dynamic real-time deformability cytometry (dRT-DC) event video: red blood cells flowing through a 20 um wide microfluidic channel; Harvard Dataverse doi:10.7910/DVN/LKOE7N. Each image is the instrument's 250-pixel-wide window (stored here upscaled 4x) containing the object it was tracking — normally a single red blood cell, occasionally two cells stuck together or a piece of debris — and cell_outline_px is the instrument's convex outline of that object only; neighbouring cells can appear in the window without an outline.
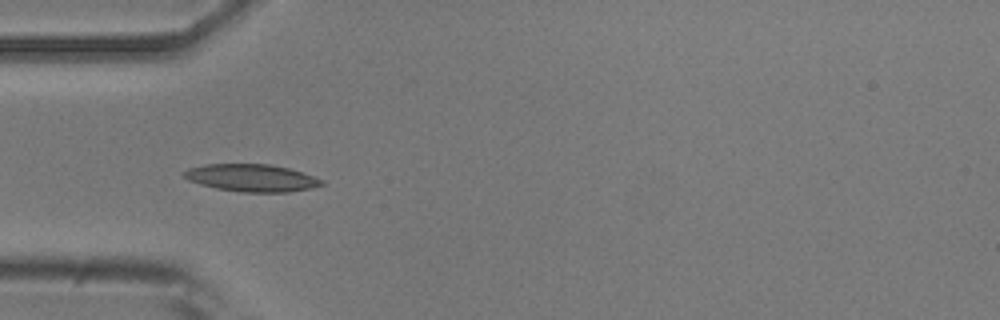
{"species": "common noctule bat (a hibernating species)", "species_latin": "Nyctalus noctula", "temperature_condition": "room temperature", "stored_images_in_passage": 39, "camera_frame_rate_fps": 3000, "um_per_image_px": 0.085, "animal": {"sex": "male", "body_mass_g": 20.5, "forearm_length_mm": 52.5}, "frame": {"image": 1, "passage_image": 1, "time_ms": 0.0, "image_size_px": [1000, 320], "cell_outline_px": [[324, 184], [312, 188], [288, 192], [240, 192], [216, 188], [200, 184], [188, 180], [180, 172], [188, 168], [204, 164], [272, 164], [288, 168], [324, 180]], "centroid_in_image_um": [21.35, 15.12], "position_along_channel_um": 63.6, "area_um2": 22.02}}
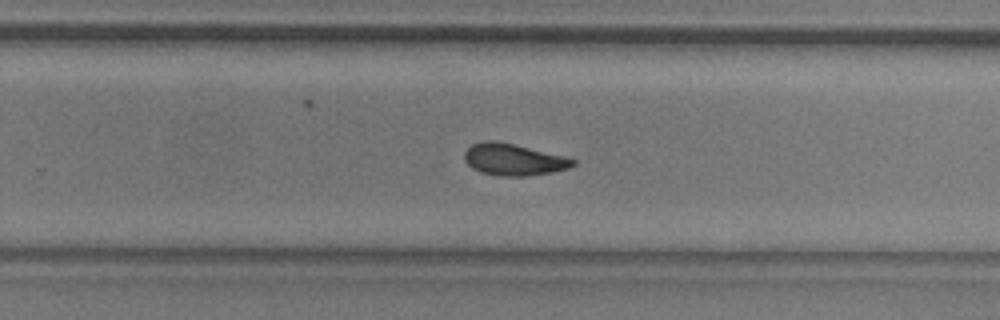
{"frame": {"image": 2, "passage_image": 19, "time_ms": 6.0, "image_size_px": [1000, 320], "cell_outline_px": [[576, 164], [568, 168], [528, 176], [496, 176], [480, 172], [472, 168], [464, 160], [464, 152], [472, 144], [484, 140], [496, 140], [564, 156], [576, 160]], "centroid_in_image_um": [43.6, 13.56], "position_along_channel_um": 286.2, "area_um2": 20.0}}
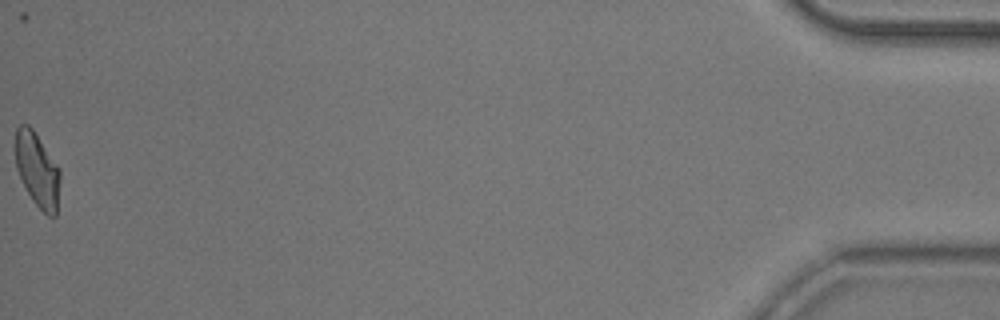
{"frame": {"image": 3, "passage_image": 39, "time_ms": 12.667, "image_size_px": [1000, 320], "cell_outline_px": [[60, 180], [56, 216], [48, 216], [32, 200], [16, 168], [16, 128], [20, 124], [28, 124], [32, 128], [60, 168]], "centroid_in_image_um": [3.19, 14.43], "position_along_channel_um": 432.0, "area_um2": 19.13}, "authors_computed_cell_mechanics": {"area_um2": 19.8832, "velocity_mm_per_s": 3.7181, "shape_relaxation_time_tau1_ms": 5.1547, "shape_relaxation_time_tau2_ms": 3.5914, "deformation_change_tau1": 0.1671, "deformation_change_tau2": 0.097}}